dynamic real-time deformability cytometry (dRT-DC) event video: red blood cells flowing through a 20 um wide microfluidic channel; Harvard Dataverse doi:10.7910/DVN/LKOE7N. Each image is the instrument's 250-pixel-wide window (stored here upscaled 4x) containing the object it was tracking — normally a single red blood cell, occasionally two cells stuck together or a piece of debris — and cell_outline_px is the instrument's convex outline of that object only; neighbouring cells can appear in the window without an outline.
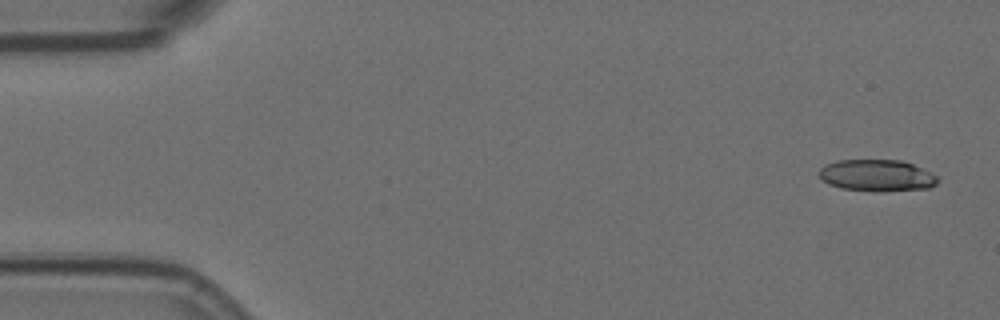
{"species": "Egyptian fruit bat (a non-hibernating species)", "species_latin": "Rousettus aegyptiacus", "temperature_condition": "room temperature", "stored_images_in_passage": 5, "camera_frame_rate_fps": 3000, "um_per_image_px": 0.085, "animal": {"sex": "female"}, "frame": {"image": 1, "passage_image": 1, "time_ms": 0.0, "image_size_px": [1000, 320], "cell_outline_px": [[940, 180], [936, 184], [928, 188], [876, 192], [840, 188], [828, 184], [820, 180], [820, 168], [836, 160], [900, 160], [912, 164], [932, 172]], "centroid_in_image_um": [74.53, 14.92], "position_along_channel_um": 10.5, "area_um2": 22.02}}